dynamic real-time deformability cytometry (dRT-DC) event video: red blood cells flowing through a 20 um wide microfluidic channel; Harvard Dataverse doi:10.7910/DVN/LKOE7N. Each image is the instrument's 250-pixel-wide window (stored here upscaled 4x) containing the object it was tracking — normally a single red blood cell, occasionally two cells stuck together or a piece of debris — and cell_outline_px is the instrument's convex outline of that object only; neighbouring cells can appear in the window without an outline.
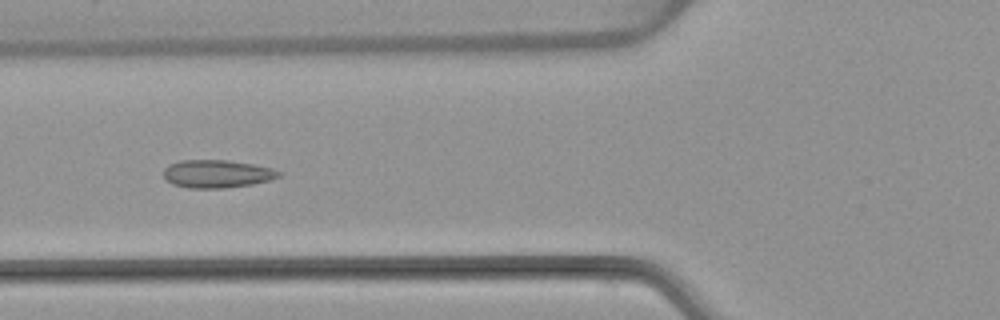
{"species": "common noctule bat (a hibernating species)", "species_latin": "Nyctalus noctula", "temperature_condition": "warm", "stored_images_in_passage": 6, "camera_frame_rate_fps": 3000, "um_per_image_px": 0.085, "animal": {"sex": "female", "body_mass_g": 22.7, "forearm_length_mm": 54.2}, "frame": {"image": 1, "passage_image": 5, "time_ms": 6.333, "image_size_px": [1000, 320], "cell_outline_px": [[284, 172], [280, 176], [272, 180], [252, 184], [224, 188], [188, 188], [172, 184], [164, 176], [164, 168], [168, 164], [180, 160], [228, 160], [252, 164], [272, 168]], "centroid_in_image_um": [18.47, 14.77], "position_along_channel_um": 107.3, "area_um2": 18.9}}
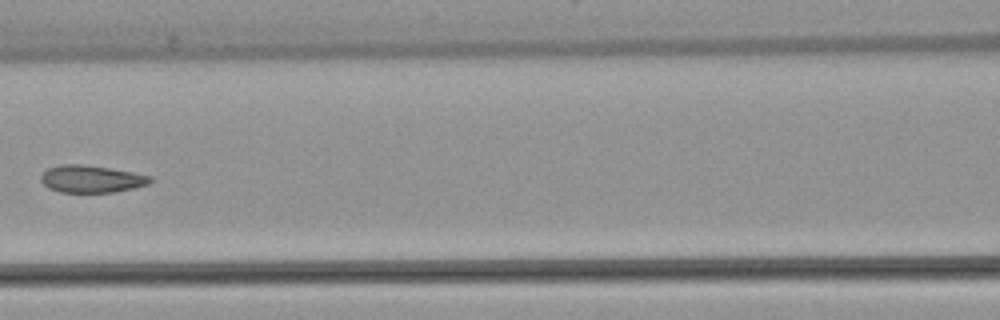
{"frame": {"image": 2, "passage_image": 6, "time_ms": 7.667, "image_size_px": [1000, 320], "cell_outline_px": [[152, 180], [148, 184], [132, 188], [112, 192], [60, 192], [48, 188], [40, 180], [40, 176], [48, 168], [60, 164], [80, 164], [108, 168], [132, 172], [152, 176]], "centroid_in_image_um": [7.73, 15.21], "position_along_channel_um": 158.9, "area_um2": 17.22}}